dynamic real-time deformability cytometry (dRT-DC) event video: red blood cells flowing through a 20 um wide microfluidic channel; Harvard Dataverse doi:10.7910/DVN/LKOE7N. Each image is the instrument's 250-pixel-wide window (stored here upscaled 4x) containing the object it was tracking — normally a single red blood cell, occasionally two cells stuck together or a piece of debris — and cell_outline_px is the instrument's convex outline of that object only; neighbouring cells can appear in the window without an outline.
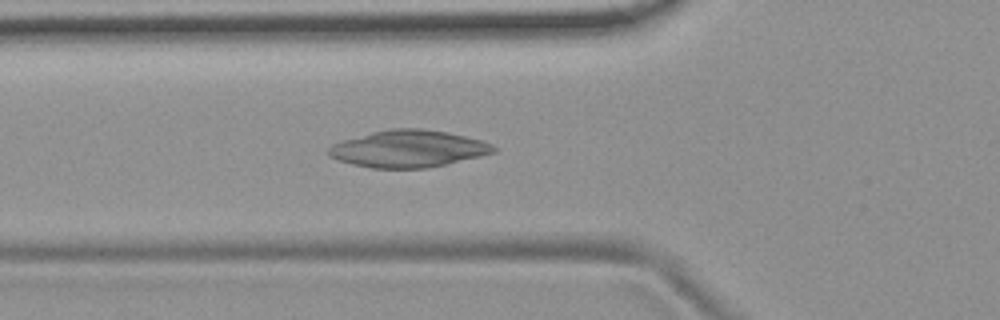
{"species": "common noctule bat (a hibernating species)", "species_latin": "Nyctalus noctula", "temperature_condition": "room temperature", "stored_images_in_passage": 54, "camera_frame_rate_fps": 3000, "um_per_image_px": 0.085, "animal": {"sex": "female", "body_mass_g": 19.9}, "frame": {"image": 1, "passage_image": 19, "time_ms": 6.0, "image_size_px": [1000, 320], "cell_outline_px": [[496, 152], [480, 156], [428, 168], [372, 168], [352, 164], [336, 160], [328, 156], [328, 148], [332, 144], [344, 140], [372, 132], [392, 128], [420, 128], [448, 132], [480, 140], [492, 144], [496, 148]], "centroid_in_image_um": [34.69, 12.65], "position_along_channel_um": 91.1, "area_um2": 35.49}}
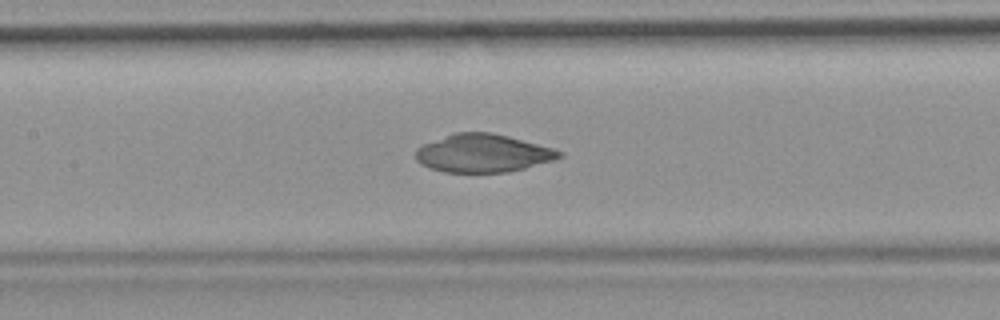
{"frame": {"image": 2, "passage_image": 25, "time_ms": 8.0, "image_size_px": [1000, 320], "cell_outline_px": [[564, 156], [556, 160], [508, 172], [444, 172], [420, 164], [416, 160], [416, 148], [424, 144], [456, 132], [492, 132], [508, 136], [552, 148], [564, 152]], "centroid_in_image_um": [41.08, 13.03], "position_along_channel_um": 166.3, "area_um2": 31.73}}
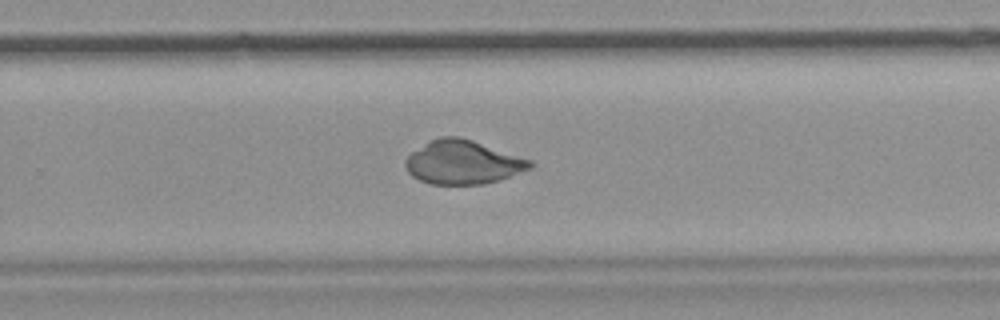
{"frame": {"image": 3, "passage_image": 35, "time_ms": 11.333, "image_size_px": [1000, 320], "cell_outline_px": [[532, 168], [484, 184], [432, 184], [420, 180], [412, 176], [408, 172], [404, 164], [404, 160], [412, 152], [432, 140], [440, 136], [460, 136], [532, 160]], "centroid_in_image_um": [39.32, 13.79], "position_along_channel_um": 290.5, "area_um2": 31.39}}